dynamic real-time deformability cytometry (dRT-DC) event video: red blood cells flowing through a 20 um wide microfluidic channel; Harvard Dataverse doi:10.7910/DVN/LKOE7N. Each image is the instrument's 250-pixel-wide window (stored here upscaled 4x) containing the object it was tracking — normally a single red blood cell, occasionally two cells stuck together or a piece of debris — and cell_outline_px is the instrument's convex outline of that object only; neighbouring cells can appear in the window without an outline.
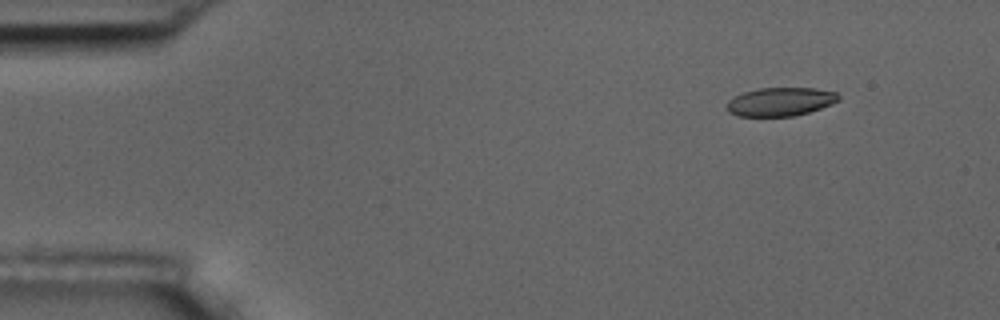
{"species": "common noctule bat (a hibernating species)", "species_latin": "Nyctalus noctula", "temperature_condition": "room temperature", "stored_images_in_passage": 6, "segment_of_instrument_passage": [2, 2], "camera_frame_rate_fps": 3000, "um_per_image_px": 0.085, "animal": {"sex": "male", "body_mass_g": 17.5, "forearm_length_mm": 52.3}, "frame": {"image": 1, "passage_image": 6, "time_ms": 5.667, "image_size_px": [1000, 320], "cell_outline_px": [[840, 100], [832, 104], [796, 116], [736, 116], [728, 112], [724, 108], [724, 104], [728, 100], [744, 92], [760, 88], [816, 88], [836, 92], [840, 96]], "centroid_in_image_um": [66.3, 8.65], "position_along_channel_um": 18.7, "area_um2": 18.79}}